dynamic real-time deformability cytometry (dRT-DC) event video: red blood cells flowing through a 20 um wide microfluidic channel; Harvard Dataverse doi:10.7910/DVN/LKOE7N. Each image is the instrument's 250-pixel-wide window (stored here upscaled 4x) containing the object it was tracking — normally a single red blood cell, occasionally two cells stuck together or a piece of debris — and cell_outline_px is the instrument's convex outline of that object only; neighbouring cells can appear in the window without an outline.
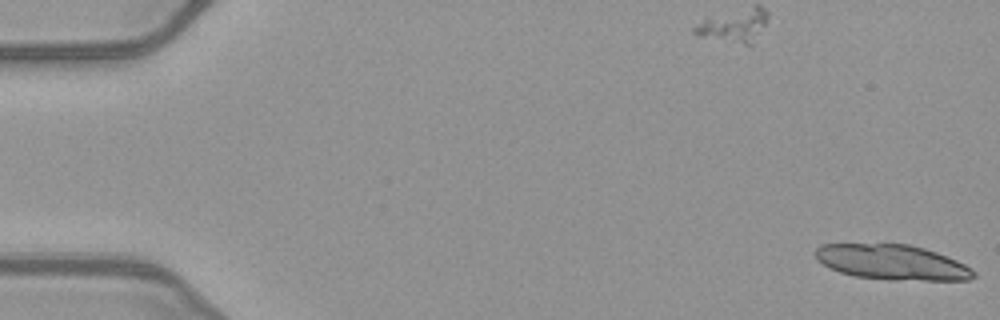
{"species": "common noctule bat (a hibernating species)", "species_latin": "Nyctalus noctula", "temperature_condition": "warm", "stored_images_in_passage": 26, "camera_frame_rate_fps": 3000, "um_per_image_px": 0.085, "animal": {"sex": "female", "body_mass_g": 21.9}, "frame": {"image": 1, "passage_image": 1, "time_ms": 0.0, "image_size_px": [1000, 320], "cell_outline_px": [[976, 276], [968, 280], [892, 280], [856, 276], [840, 272], [828, 268], [816, 260], [816, 248], [820, 244], [908, 244], [924, 248], [936, 252], [956, 260], [972, 268], [976, 272]], "centroid_in_image_um": [75.83, 22.29], "position_along_channel_um": 9.2, "area_um2": 32.43}}
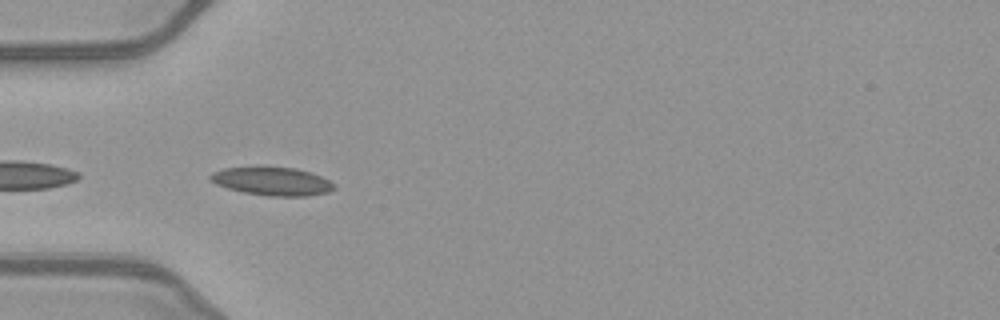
{"frame": {"image": 2, "passage_image": 17, "time_ms": 5.333, "image_size_px": [1000, 320], "cell_outline_px": [[336, 188], [328, 192], [308, 196], [268, 196], [244, 192], [228, 188], [216, 184], [208, 180], [208, 176], [212, 172], [224, 168], [260, 164], [296, 168], [312, 172], [336, 184]], "centroid_in_image_um": [23.1, 15.36], "position_along_channel_um": 61.9, "area_um2": 21.27}}